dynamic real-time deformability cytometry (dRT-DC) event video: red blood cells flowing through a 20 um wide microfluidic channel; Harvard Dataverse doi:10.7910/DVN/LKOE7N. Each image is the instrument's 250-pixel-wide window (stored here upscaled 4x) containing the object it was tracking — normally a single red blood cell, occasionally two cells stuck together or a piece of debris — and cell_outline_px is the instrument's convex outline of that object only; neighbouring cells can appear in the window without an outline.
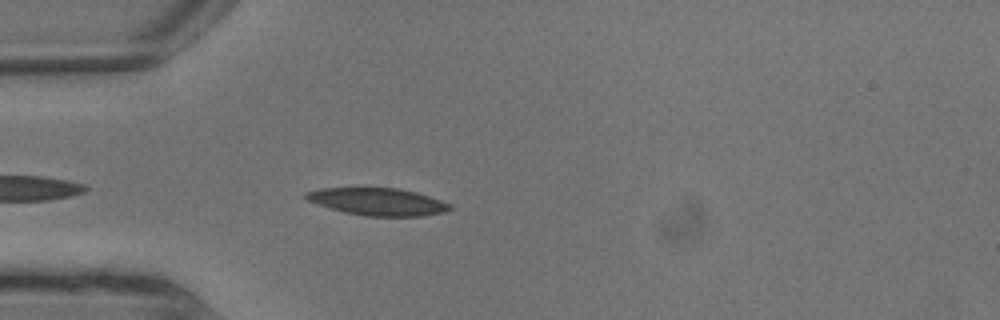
{"species": "common noctule bat (a hibernating species)", "species_latin": "Nyctalus noctula", "temperature_condition": "warm", "stored_images_in_passage": 2, "camera_frame_rate_fps": 3000, "um_per_image_px": 0.085, "animal": {"sex": "male", "body_mass_g": 13.3}, "frame": {"image": 1, "passage_image": 2, "time_ms": 0.333, "image_size_px": [1000, 320], "cell_outline_px": [[452, 208], [444, 212], [420, 216], [364, 216], [344, 212], [328, 208], [308, 200], [304, 196], [304, 192], [320, 188], [396, 188], [416, 192], [452, 204]], "centroid_in_image_um": [32.09, 17.14], "position_along_channel_um": 52.9, "area_um2": 22.89}}